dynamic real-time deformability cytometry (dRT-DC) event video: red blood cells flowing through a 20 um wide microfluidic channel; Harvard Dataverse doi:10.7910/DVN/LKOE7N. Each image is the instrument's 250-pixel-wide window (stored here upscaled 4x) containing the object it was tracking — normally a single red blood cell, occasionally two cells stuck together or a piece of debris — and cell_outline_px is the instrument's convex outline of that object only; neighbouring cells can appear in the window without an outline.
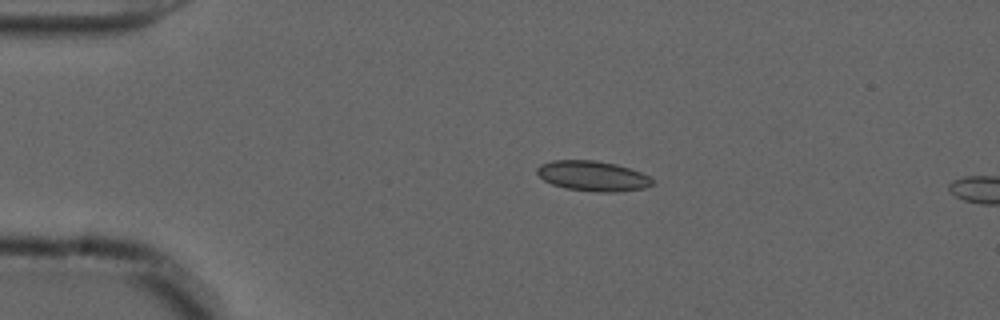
{"species": "common noctule bat (a hibernating species)", "species_latin": "Nyctalus noctula", "temperature_condition": "cold", "stored_images_in_passage": 4, "camera_frame_rate_fps": 3000, "um_per_image_px": 0.085, "animal": {"sex": "male", "forearm_length_mm": 52.5}, "frame": {"image": 1, "passage_image": 1, "time_ms": 0.0, "image_size_px": [1000, 320], "cell_outline_px": [[652, 184], [644, 188], [616, 192], [596, 192], [564, 188], [552, 184], [544, 180], [536, 172], [536, 168], [540, 164], [552, 160], [596, 160], [616, 164], [640, 172], [648, 176], [652, 180]], "centroid_in_image_um": [50.34, 14.95], "position_along_channel_um": 34.7, "area_um2": 20.23}}